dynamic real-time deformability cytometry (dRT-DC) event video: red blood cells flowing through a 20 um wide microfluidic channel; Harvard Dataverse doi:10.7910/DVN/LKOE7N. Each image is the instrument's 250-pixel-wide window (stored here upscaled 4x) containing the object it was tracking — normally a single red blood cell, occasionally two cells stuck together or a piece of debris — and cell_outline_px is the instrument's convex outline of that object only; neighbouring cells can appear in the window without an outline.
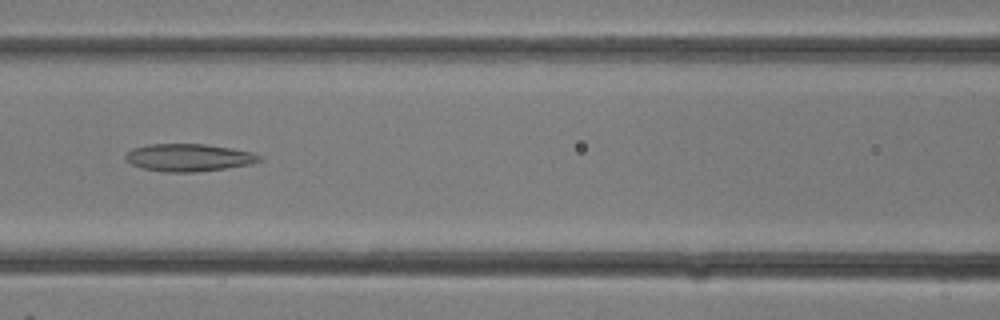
{"species": "common noctule bat (a hibernating species)", "species_latin": "Nyctalus noctula", "temperature_condition": "room temperature", "stored_images_in_passage": 11, "camera_frame_rate_fps": 3000, "um_per_image_px": 0.085, "animal": {"sex": "female"}, "frame": {"image": 1, "passage_image": 8, "time_ms": 2.333, "image_size_px": [1000, 320], "cell_outline_px": [[264, 160], [252, 164], [228, 168], [196, 172], [164, 172], [140, 168], [132, 164], [124, 156], [132, 148], [148, 144], [204, 144], [232, 148], [252, 152], [264, 156]], "centroid_in_image_um": [16.1, 13.4], "position_along_channel_um": 150.5, "area_um2": 21.73}}
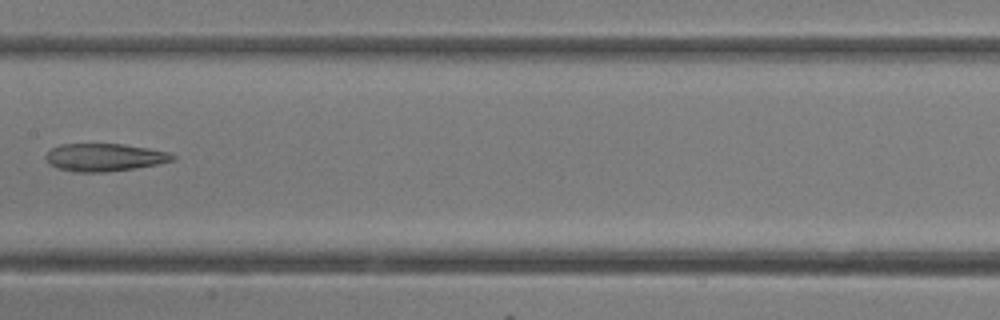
{"frame": {"image": 2, "passage_image": 10, "time_ms": 3.0, "image_size_px": [1000, 320], "cell_outline_px": [[176, 160], [136, 168], [104, 172], [76, 172], [56, 168], [48, 164], [44, 156], [52, 148], [60, 144], [124, 144], [148, 148], [168, 152], [176, 156]], "centroid_in_image_um": [8.86, 13.37], "position_along_channel_um": 198.5, "area_um2": 20.58}}